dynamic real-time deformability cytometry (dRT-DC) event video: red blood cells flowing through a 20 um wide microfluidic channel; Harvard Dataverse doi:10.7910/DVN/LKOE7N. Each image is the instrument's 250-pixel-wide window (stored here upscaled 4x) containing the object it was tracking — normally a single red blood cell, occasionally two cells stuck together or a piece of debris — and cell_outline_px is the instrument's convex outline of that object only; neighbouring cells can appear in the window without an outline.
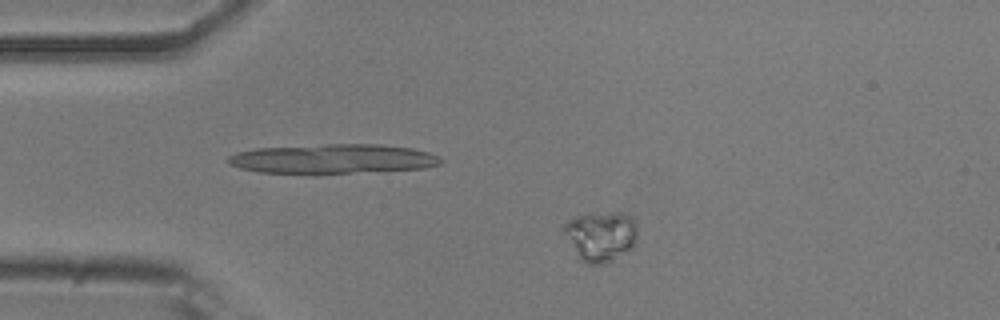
{"species": "common noctule bat (a hibernating species)", "species_latin": "Nyctalus noctula", "temperature_condition": "room temperature", "stored_images_in_passage": 45, "camera_frame_rate_fps": 3000, "um_per_image_px": 0.085, "animal": {"sex": "male", "body_mass_g": 20.5, "forearm_length_mm": 52.5}, "frame": {"image": 1, "passage_image": 1, "time_ms": 0.0, "image_size_px": [1000, 320], "cell_outline_px": [[636, 244], [632, 248], [612, 260], [600, 264], [588, 264], [580, 260], [564, 232], [564, 224], [568, 220], [576, 216], [588, 212], [628, 212], [632, 216], [636, 224]], "centroid_in_image_um": [51.1, 20.02], "position_along_channel_um": 33.9, "area_um2": 21.62}}
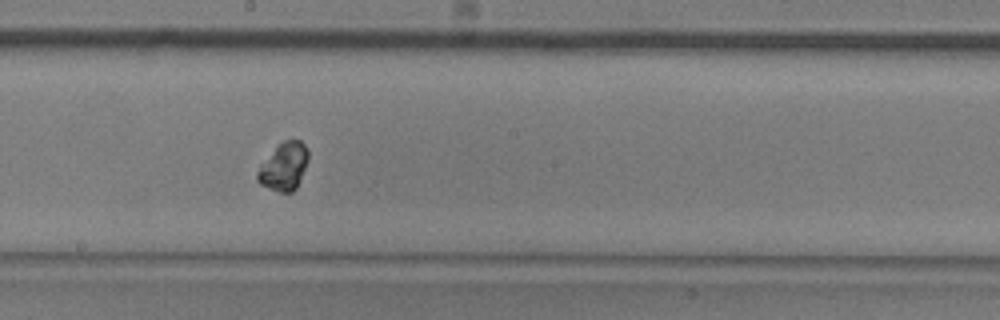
{"frame": {"image": 2, "passage_image": 20, "time_ms": 6.333, "image_size_px": [1000, 320], "cell_outline_px": [[308, 160], [300, 180], [296, 188], [292, 192], [280, 192], [268, 188], [260, 184], [256, 180], [256, 172], [260, 164], [284, 140], [300, 140], [308, 148]], "centroid_in_image_um": [24.12, 14.17], "position_along_channel_um": 224.1, "area_um2": 14.05}}
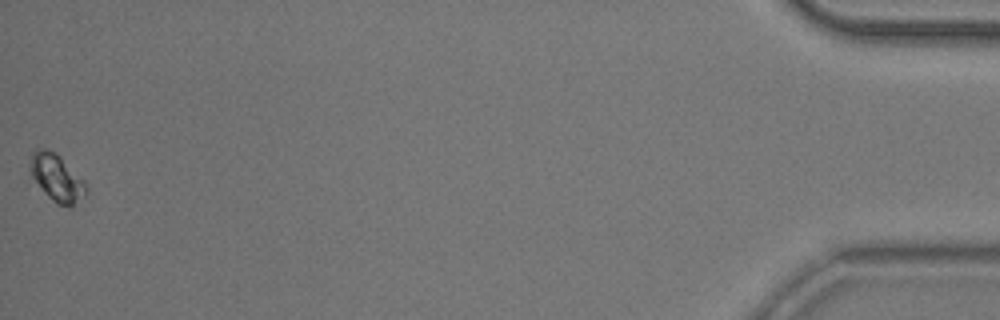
{"frame": {"image": 3, "passage_image": 45, "time_ms": 14.667, "image_size_px": [1000, 320], "cell_outline_px": [[88, 192], [72, 208], [68, 208], [56, 204], [44, 192], [32, 176], [28, 168], [32, 152], [36, 148], [44, 148], [56, 152], [88, 184]], "centroid_in_image_um": [4.85, 15.13], "position_along_channel_um": 430.4, "area_um2": 15.72}}